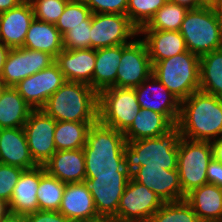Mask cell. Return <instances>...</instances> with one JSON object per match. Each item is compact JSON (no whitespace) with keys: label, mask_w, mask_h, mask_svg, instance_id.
<instances>
[{"label":"cell","mask_w":222,"mask_h":222,"mask_svg":"<svg viewBox=\"0 0 222 222\" xmlns=\"http://www.w3.org/2000/svg\"><path fill=\"white\" fill-rule=\"evenodd\" d=\"M0 222H27L25 215L13 213L8 211L3 217L0 218Z\"/></svg>","instance_id":"cell-44"},{"label":"cell","mask_w":222,"mask_h":222,"mask_svg":"<svg viewBox=\"0 0 222 222\" xmlns=\"http://www.w3.org/2000/svg\"><path fill=\"white\" fill-rule=\"evenodd\" d=\"M139 35V29L122 14H92L91 48L101 49L129 44ZM131 41H130V40ZM129 40V41H128Z\"/></svg>","instance_id":"cell-10"},{"label":"cell","mask_w":222,"mask_h":222,"mask_svg":"<svg viewBox=\"0 0 222 222\" xmlns=\"http://www.w3.org/2000/svg\"><path fill=\"white\" fill-rule=\"evenodd\" d=\"M213 158L211 142L192 141L180 137L177 169L183 194L208 183L207 167Z\"/></svg>","instance_id":"cell-7"},{"label":"cell","mask_w":222,"mask_h":222,"mask_svg":"<svg viewBox=\"0 0 222 222\" xmlns=\"http://www.w3.org/2000/svg\"><path fill=\"white\" fill-rule=\"evenodd\" d=\"M210 4L214 9L220 23L222 24V0H211Z\"/></svg>","instance_id":"cell-47"},{"label":"cell","mask_w":222,"mask_h":222,"mask_svg":"<svg viewBox=\"0 0 222 222\" xmlns=\"http://www.w3.org/2000/svg\"><path fill=\"white\" fill-rule=\"evenodd\" d=\"M214 222H222V218H221V219H219V220H217V221H214Z\"/></svg>","instance_id":"cell-52"},{"label":"cell","mask_w":222,"mask_h":222,"mask_svg":"<svg viewBox=\"0 0 222 222\" xmlns=\"http://www.w3.org/2000/svg\"><path fill=\"white\" fill-rule=\"evenodd\" d=\"M181 137L213 142L222 138V98L195 91L180 103L175 126Z\"/></svg>","instance_id":"cell-1"},{"label":"cell","mask_w":222,"mask_h":222,"mask_svg":"<svg viewBox=\"0 0 222 222\" xmlns=\"http://www.w3.org/2000/svg\"><path fill=\"white\" fill-rule=\"evenodd\" d=\"M6 86L4 85V83L0 80V95L2 93V91L4 90Z\"/></svg>","instance_id":"cell-51"},{"label":"cell","mask_w":222,"mask_h":222,"mask_svg":"<svg viewBox=\"0 0 222 222\" xmlns=\"http://www.w3.org/2000/svg\"><path fill=\"white\" fill-rule=\"evenodd\" d=\"M121 57L122 45L96 50L93 89L98 94L107 88L116 87L117 69Z\"/></svg>","instance_id":"cell-27"},{"label":"cell","mask_w":222,"mask_h":222,"mask_svg":"<svg viewBox=\"0 0 222 222\" xmlns=\"http://www.w3.org/2000/svg\"><path fill=\"white\" fill-rule=\"evenodd\" d=\"M131 177L156 193L163 202H176L185 199L180 184L178 169L166 170L162 167L140 166Z\"/></svg>","instance_id":"cell-17"},{"label":"cell","mask_w":222,"mask_h":222,"mask_svg":"<svg viewBox=\"0 0 222 222\" xmlns=\"http://www.w3.org/2000/svg\"><path fill=\"white\" fill-rule=\"evenodd\" d=\"M163 203L156 193L130 177L120 199L117 220L119 222H149Z\"/></svg>","instance_id":"cell-9"},{"label":"cell","mask_w":222,"mask_h":222,"mask_svg":"<svg viewBox=\"0 0 222 222\" xmlns=\"http://www.w3.org/2000/svg\"><path fill=\"white\" fill-rule=\"evenodd\" d=\"M58 211L73 222H88L100 218L85 181L66 183Z\"/></svg>","instance_id":"cell-19"},{"label":"cell","mask_w":222,"mask_h":222,"mask_svg":"<svg viewBox=\"0 0 222 222\" xmlns=\"http://www.w3.org/2000/svg\"><path fill=\"white\" fill-rule=\"evenodd\" d=\"M199 72L200 57L189 51L155 62L152 69V74L180 102L199 90Z\"/></svg>","instance_id":"cell-5"},{"label":"cell","mask_w":222,"mask_h":222,"mask_svg":"<svg viewBox=\"0 0 222 222\" xmlns=\"http://www.w3.org/2000/svg\"><path fill=\"white\" fill-rule=\"evenodd\" d=\"M134 88L110 87L99 93L98 120L125 132L140 112Z\"/></svg>","instance_id":"cell-8"},{"label":"cell","mask_w":222,"mask_h":222,"mask_svg":"<svg viewBox=\"0 0 222 222\" xmlns=\"http://www.w3.org/2000/svg\"><path fill=\"white\" fill-rule=\"evenodd\" d=\"M199 90L222 98V48L200 57Z\"/></svg>","instance_id":"cell-30"},{"label":"cell","mask_w":222,"mask_h":222,"mask_svg":"<svg viewBox=\"0 0 222 222\" xmlns=\"http://www.w3.org/2000/svg\"><path fill=\"white\" fill-rule=\"evenodd\" d=\"M168 0H128L127 16L138 28L145 26Z\"/></svg>","instance_id":"cell-36"},{"label":"cell","mask_w":222,"mask_h":222,"mask_svg":"<svg viewBox=\"0 0 222 222\" xmlns=\"http://www.w3.org/2000/svg\"><path fill=\"white\" fill-rule=\"evenodd\" d=\"M95 122L56 121L54 144L56 150H76L86 144L90 126Z\"/></svg>","instance_id":"cell-31"},{"label":"cell","mask_w":222,"mask_h":222,"mask_svg":"<svg viewBox=\"0 0 222 222\" xmlns=\"http://www.w3.org/2000/svg\"><path fill=\"white\" fill-rule=\"evenodd\" d=\"M43 166L48 174L64 183L84 182L86 180L83 148L56 151Z\"/></svg>","instance_id":"cell-23"},{"label":"cell","mask_w":222,"mask_h":222,"mask_svg":"<svg viewBox=\"0 0 222 222\" xmlns=\"http://www.w3.org/2000/svg\"><path fill=\"white\" fill-rule=\"evenodd\" d=\"M23 47L49 53L54 58L64 49L62 35L56 26L35 18L30 24Z\"/></svg>","instance_id":"cell-28"},{"label":"cell","mask_w":222,"mask_h":222,"mask_svg":"<svg viewBox=\"0 0 222 222\" xmlns=\"http://www.w3.org/2000/svg\"><path fill=\"white\" fill-rule=\"evenodd\" d=\"M34 17L40 21L56 24L69 0H29Z\"/></svg>","instance_id":"cell-37"},{"label":"cell","mask_w":222,"mask_h":222,"mask_svg":"<svg viewBox=\"0 0 222 222\" xmlns=\"http://www.w3.org/2000/svg\"><path fill=\"white\" fill-rule=\"evenodd\" d=\"M88 222H119V221L113 217H100L98 219L90 220Z\"/></svg>","instance_id":"cell-49"},{"label":"cell","mask_w":222,"mask_h":222,"mask_svg":"<svg viewBox=\"0 0 222 222\" xmlns=\"http://www.w3.org/2000/svg\"><path fill=\"white\" fill-rule=\"evenodd\" d=\"M92 13L82 0H69L64 12L55 24L63 35L77 25H91Z\"/></svg>","instance_id":"cell-34"},{"label":"cell","mask_w":222,"mask_h":222,"mask_svg":"<svg viewBox=\"0 0 222 222\" xmlns=\"http://www.w3.org/2000/svg\"><path fill=\"white\" fill-rule=\"evenodd\" d=\"M153 65L143 40L133 39L122 45V57L117 69L116 87L136 88L152 75Z\"/></svg>","instance_id":"cell-11"},{"label":"cell","mask_w":222,"mask_h":222,"mask_svg":"<svg viewBox=\"0 0 222 222\" xmlns=\"http://www.w3.org/2000/svg\"><path fill=\"white\" fill-rule=\"evenodd\" d=\"M64 49L76 50L91 48V25H77L62 35Z\"/></svg>","instance_id":"cell-38"},{"label":"cell","mask_w":222,"mask_h":222,"mask_svg":"<svg viewBox=\"0 0 222 222\" xmlns=\"http://www.w3.org/2000/svg\"><path fill=\"white\" fill-rule=\"evenodd\" d=\"M8 212L7 204L0 199V218Z\"/></svg>","instance_id":"cell-50"},{"label":"cell","mask_w":222,"mask_h":222,"mask_svg":"<svg viewBox=\"0 0 222 222\" xmlns=\"http://www.w3.org/2000/svg\"><path fill=\"white\" fill-rule=\"evenodd\" d=\"M213 149V157L222 162V138L211 142Z\"/></svg>","instance_id":"cell-46"},{"label":"cell","mask_w":222,"mask_h":222,"mask_svg":"<svg viewBox=\"0 0 222 222\" xmlns=\"http://www.w3.org/2000/svg\"><path fill=\"white\" fill-rule=\"evenodd\" d=\"M34 18L33 7L29 0L0 13V41L10 49L23 47L26 34Z\"/></svg>","instance_id":"cell-18"},{"label":"cell","mask_w":222,"mask_h":222,"mask_svg":"<svg viewBox=\"0 0 222 222\" xmlns=\"http://www.w3.org/2000/svg\"><path fill=\"white\" fill-rule=\"evenodd\" d=\"M134 89L140 108L159 112L176 126L181 102L153 74Z\"/></svg>","instance_id":"cell-16"},{"label":"cell","mask_w":222,"mask_h":222,"mask_svg":"<svg viewBox=\"0 0 222 222\" xmlns=\"http://www.w3.org/2000/svg\"><path fill=\"white\" fill-rule=\"evenodd\" d=\"M10 48L5 46L1 41H0V74L3 69V65L5 64L6 56L9 52Z\"/></svg>","instance_id":"cell-48"},{"label":"cell","mask_w":222,"mask_h":222,"mask_svg":"<svg viewBox=\"0 0 222 222\" xmlns=\"http://www.w3.org/2000/svg\"><path fill=\"white\" fill-rule=\"evenodd\" d=\"M130 177L131 175L86 176L85 182L100 217H113L117 220L120 199Z\"/></svg>","instance_id":"cell-15"},{"label":"cell","mask_w":222,"mask_h":222,"mask_svg":"<svg viewBox=\"0 0 222 222\" xmlns=\"http://www.w3.org/2000/svg\"><path fill=\"white\" fill-rule=\"evenodd\" d=\"M123 132L99 120L90 126L83 147L86 176L131 175L125 168Z\"/></svg>","instance_id":"cell-2"},{"label":"cell","mask_w":222,"mask_h":222,"mask_svg":"<svg viewBox=\"0 0 222 222\" xmlns=\"http://www.w3.org/2000/svg\"><path fill=\"white\" fill-rule=\"evenodd\" d=\"M207 180L208 183L222 188V162L216 160L214 157L207 167Z\"/></svg>","instance_id":"cell-42"},{"label":"cell","mask_w":222,"mask_h":222,"mask_svg":"<svg viewBox=\"0 0 222 222\" xmlns=\"http://www.w3.org/2000/svg\"><path fill=\"white\" fill-rule=\"evenodd\" d=\"M92 14L127 15L128 0H82Z\"/></svg>","instance_id":"cell-40"},{"label":"cell","mask_w":222,"mask_h":222,"mask_svg":"<svg viewBox=\"0 0 222 222\" xmlns=\"http://www.w3.org/2000/svg\"><path fill=\"white\" fill-rule=\"evenodd\" d=\"M55 62V58L49 53L30 50L25 47L11 48L6 56L0 74V80L5 86H15Z\"/></svg>","instance_id":"cell-12"},{"label":"cell","mask_w":222,"mask_h":222,"mask_svg":"<svg viewBox=\"0 0 222 222\" xmlns=\"http://www.w3.org/2000/svg\"><path fill=\"white\" fill-rule=\"evenodd\" d=\"M45 172L44 166L23 170L7 204L8 211L27 215L39 210L37 190L40 178Z\"/></svg>","instance_id":"cell-22"},{"label":"cell","mask_w":222,"mask_h":222,"mask_svg":"<svg viewBox=\"0 0 222 222\" xmlns=\"http://www.w3.org/2000/svg\"><path fill=\"white\" fill-rule=\"evenodd\" d=\"M200 222H214L222 218V188L206 183L192 190L184 199Z\"/></svg>","instance_id":"cell-25"},{"label":"cell","mask_w":222,"mask_h":222,"mask_svg":"<svg viewBox=\"0 0 222 222\" xmlns=\"http://www.w3.org/2000/svg\"><path fill=\"white\" fill-rule=\"evenodd\" d=\"M188 9L167 1L139 30L179 31Z\"/></svg>","instance_id":"cell-32"},{"label":"cell","mask_w":222,"mask_h":222,"mask_svg":"<svg viewBox=\"0 0 222 222\" xmlns=\"http://www.w3.org/2000/svg\"><path fill=\"white\" fill-rule=\"evenodd\" d=\"M23 169L0 163V199L6 204L12 198V193Z\"/></svg>","instance_id":"cell-39"},{"label":"cell","mask_w":222,"mask_h":222,"mask_svg":"<svg viewBox=\"0 0 222 222\" xmlns=\"http://www.w3.org/2000/svg\"><path fill=\"white\" fill-rule=\"evenodd\" d=\"M143 35L152 65L188 51L185 40L179 31L139 30Z\"/></svg>","instance_id":"cell-24"},{"label":"cell","mask_w":222,"mask_h":222,"mask_svg":"<svg viewBox=\"0 0 222 222\" xmlns=\"http://www.w3.org/2000/svg\"><path fill=\"white\" fill-rule=\"evenodd\" d=\"M25 0H0V13L19 6Z\"/></svg>","instance_id":"cell-45"},{"label":"cell","mask_w":222,"mask_h":222,"mask_svg":"<svg viewBox=\"0 0 222 222\" xmlns=\"http://www.w3.org/2000/svg\"><path fill=\"white\" fill-rule=\"evenodd\" d=\"M0 163L23 170L38 166L31 156L23 127L0 129Z\"/></svg>","instance_id":"cell-21"},{"label":"cell","mask_w":222,"mask_h":222,"mask_svg":"<svg viewBox=\"0 0 222 222\" xmlns=\"http://www.w3.org/2000/svg\"><path fill=\"white\" fill-rule=\"evenodd\" d=\"M56 120L42 109L33 110L23 128L34 162L43 166L57 151L54 144Z\"/></svg>","instance_id":"cell-13"},{"label":"cell","mask_w":222,"mask_h":222,"mask_svg":"<svg viewBox=\"0 0 222 222\" xmlns=\"http://www.w3.org/2000/svg\"><path fill=\"white\" fill-rule=\"evenodd\" d=\"M149 222H200L191 206L185 201L164 202Z\"/></svg>","instance_id":"cell-35"},{"label":"cell","mask_w":222,"mask_h":222,"mask_svg":"<svg viewBox=\"0 0 222 222\" xmlns=\"http://www.w3.org/2000/svg\"><path fill=\"white\" fill-rule=\"evenodd\" d=\"M27 222H73L59 211L37 210L25 215Z\"/></svg>","instance_id":"cell-41"},{"label":"cell","mask_w":222,"mask_h":222,"mask_svg":"<svg viewBox=\"0 0 222 222\" xmlns=\"http://www.w3.org/2000/svg\"><path fill=\"white\" fill-rule=\"evenodd\" d=\"M96 50L92 48L63 49L55 58L66 81L80 82L93 88Z\"/></svg>","instance_id":"cell-20"},{"label":"cell","mask_w":222,"mask_h":222,"mask_svg":"<svg viewBox=\"0 0 222 222\" xmlns=\"http://www.w3.org/2000/svg\"><path fill=\"white\" fill-rule=\"evenodd\" d=\"M65 78L56 62L30 75L13 86L24 100L34 109H42L48 98L64 83Z\"/></svg>","instance_id":"cell-14"},{"label":"cell","mask_w":222,"mask_h":222,"mask_svg":"<svg viewBox=\"0 0 222 222\" xmlns=\"http://www.w3.org/2000/svg\"><path fill=\"white\" fill-rule=\"evenodd\" d=\"M179 32L188 51L199 57L222 48V24L210 3L188 10Z\"/></svg>","instance_id":"cell-6"},{"label":"cell","mask_w":222,"mask_h":222,"mask_svg":"<svg viewBox=\"0 0 222 222\" xmlns=\"http://www.w3.org/2000/svg\"><path fill=\"white\" fill-rule=\"evenodd\" d=\"M34 109L12 86L0 95V129L23 127Z\"/></svg>","instance_id":"cell-29"},{"label":"cell","mask_w":222,"mask_h":222,"mask_svg":"<svg viewBox=\"0 0 222 222\" xmlns=\"http://www.w3.org/2000/svg\"><path fill=\"white\" fill-rule=\"evenodd\" d=\"M66 183L45 172L39 182L37 199L39 210L58 211Z\"/></svg>","instance_id":"cell-33"},{"label":"cell","mask_w":222,"mask_h":222,"mask_svg":"<svg viewBox=\"0 0 222 222\" xmlns=\"http://www.w3.org/2000/svg\"><path fill=\"white\" fill-rule=\"evenodd\" d=\"M174 127L163 114L141 108L131 126L123 134L126 141H136L163 136Z\"/></svg>","instance_id":"cell-26"},{"label":"cell","mask_w":222,"mask_h":222,"mask_svg":"<svg viewBox=\"0 0 222 222\" xmlns=\"http://www.w3.org/2000/svg\"><path fill=\"white\" fill-rule=\"evenodd\" d=\"M180 134L174 127L167 134L156 138L127 141L124 147L125 168L132 174L140 166L177 169Z\"/></svg>","instance_id":"cell-4"},{"label":"cell","mask_w":222,"mask_h":222,"mask_svg":"<svg viewBox=\"0 0 222 222\" xmlns=\"http://www.w3.org/2000/svg\"><path fill=\"white\" fill-rule=\"evenodd\" d=\"M169 1L181 5L187 8L188 10L197 9L210 3V0H169Z\"/></svg>","instance_id":"cell-43"},{"label":"cell","mask_w":222,"mask_h":222,"mask_svg":"<svg viewBox=\"0 0 222 222\" xmlns=\"http://www.w3.org/2000/svg\"><path fill=\"white\" fill-rule=\"evenodd\" d=\"M99 94L88 84L65 81L42 110L56 121H98Z\"/></svg>","instance_id":"cell-3"}]
</instances>
